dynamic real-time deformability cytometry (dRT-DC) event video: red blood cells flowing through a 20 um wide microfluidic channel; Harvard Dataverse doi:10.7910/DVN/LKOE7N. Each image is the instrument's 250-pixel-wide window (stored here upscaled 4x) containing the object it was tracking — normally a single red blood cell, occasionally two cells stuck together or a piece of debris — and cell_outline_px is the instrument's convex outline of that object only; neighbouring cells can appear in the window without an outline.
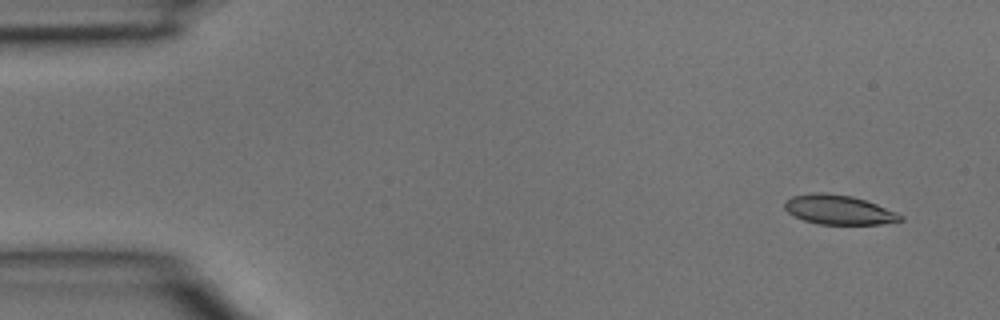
{"species": "common noctule bat (a hibernating species)", "species_latin": "Nyctalus noctula", "temperature_condition": "room temperature", "stored_images_in_passage": 4, "camera_frame_rate_fps": 3000, "um_per_image_px": 0.085, "animal": {"sex": "male", "body_mass_g": 15.6}, "frame": {"image": 1, "passage_image": 1, "time_ms": 0.0, "image_size_px": [1000, 320], "cell_outline_px": [[904, 220], [880, 224], [820, 224], [804, 220], [788, 212], [784, 208], [784, 204], [792, 196], [812, 192], [824, 192], [852, 196], [876, 204], [896, 212], [904, 216]], "centroid_in_image_um": [71.3, 17.82], "position_along_channel_um": 13.7, "area_um2": 19.71}}
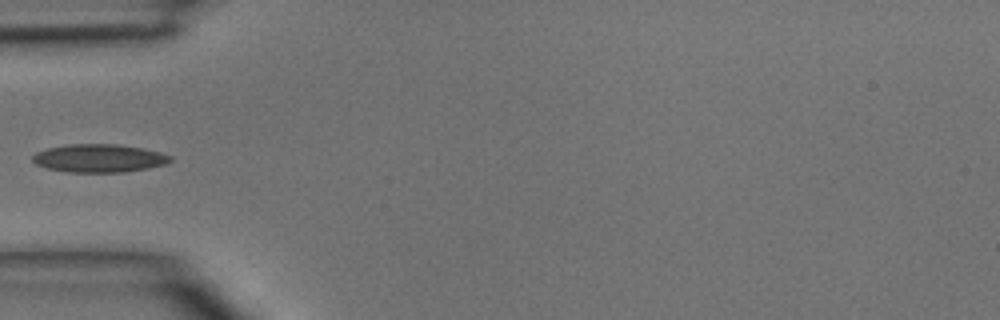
{"frame": {"image": 2, "passage_image": 4, "time_ms": 1.0, "image_size_px": [1000, 320], "cell_outline_px": [[172, 160], [164, 164], [148, 168], [124, 172], [68, 172], [48, 168], [36, 164], [32, 160], [32, 156], [36, 152], [48, 148], [68, 144], [116, 144], [144, 148], [160, 152], [172, 156]], "centroid_in_image_um": [8.43, 13.44], "position_along_channel_um": 76.6, "area_um2": 22.54}}